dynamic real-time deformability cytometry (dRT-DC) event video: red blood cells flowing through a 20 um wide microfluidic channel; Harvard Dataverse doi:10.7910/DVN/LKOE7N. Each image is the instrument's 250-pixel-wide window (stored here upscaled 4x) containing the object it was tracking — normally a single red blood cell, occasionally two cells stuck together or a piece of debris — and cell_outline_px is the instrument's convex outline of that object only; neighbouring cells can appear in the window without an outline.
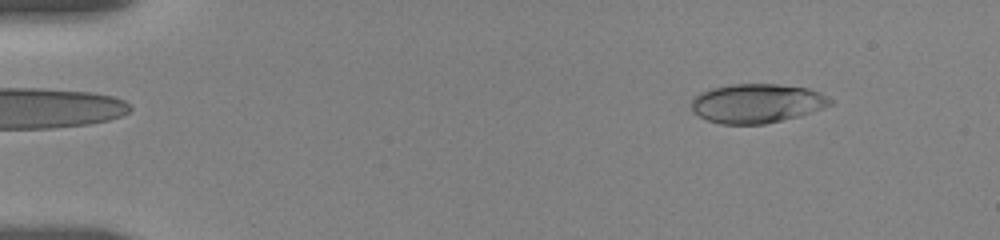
{"species": "human", "species_latin": "Homo sapiens", "temperature_condition": "room temperature", "stored_images_in_passage": 66, "camera_frame_rate_fps": 3000, "um_per_image_px": 0.085, "donor": {"sex": "female"}, "frame": {"image": 1, "passage_image": 7, "time_ms": 2.0, "image_size_px": [1000, 240], "cell_outline_px": [[832, 104], [824, 108], [800, 116], [764, 124], [720, 124], [708, 120], [692, 112], [692, 100], [700, 92], [712, 88], [732, 84], [776, 84], [808, 88], [820, 92], [828, 96], [832, 100]], "centroid_in_image_um": [64.36, 8.78], "position_along_channel_um": 20.6, "area_um2": 31.73}}
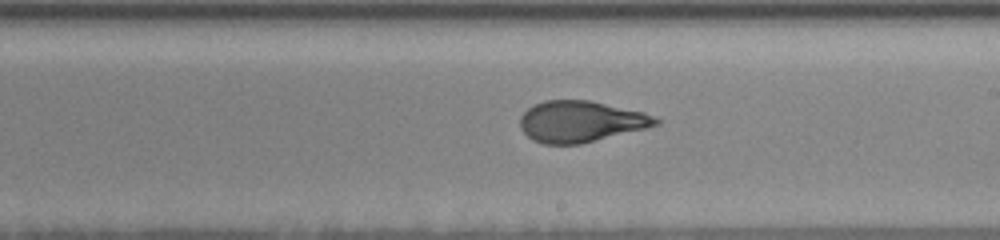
{"frame": {"image": 2, "passage_image": 29, "time_ms": 10.667, "image_size_px": [1000, 240], "cell_outline_px": [[660, 124], [580, 144], [544, 144], [532, 140], [520, 128], [520, 116], [528, 108], [544, 100], [588, 100], [644, 112], [660, 120]], "centroid_in_image_um": [49.32, 10.32], "position_along_channel_um": 239.7, "area_um2": 32.25}}
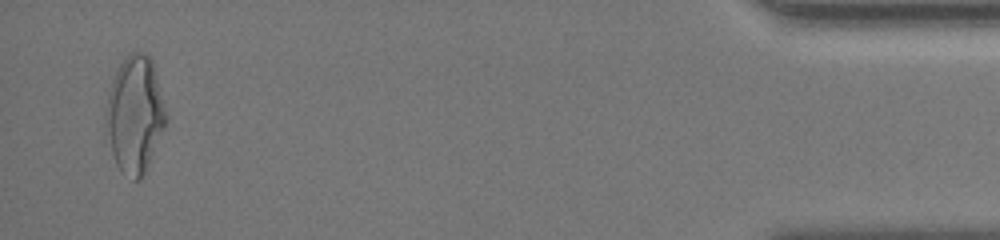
{"frame": {"image": 3, "passage_image": 64, "time_ms": 17.667, "image_size_px": [1000, 240], "cell_outline_px": [[168, 120], [148, 164], [144, 172], [136, 180], [124, 176], [120, 172], [116, 164], [112, 152], [104, 120], [104, 116], [108, 92], [116, 68], [132, 52], [144, 52], [152, 60], [168, 116]], "centroid_in_image_um": [11.45, 9.72], "position_along_channel_um": 423.7, "area_um2": 40.81}, "authors_computed_cell_mechanics": {"area_um2": 32.8593, "velocity_mm_per_s": 3.6602, "shape_relaxation_time_tau1_ms": 6.0981, "shape_relaxation_time_tau2_ms": 0.8992, "deformation_change_tau1": 0.2164, "deformation_change_tau2": 0.0772}}